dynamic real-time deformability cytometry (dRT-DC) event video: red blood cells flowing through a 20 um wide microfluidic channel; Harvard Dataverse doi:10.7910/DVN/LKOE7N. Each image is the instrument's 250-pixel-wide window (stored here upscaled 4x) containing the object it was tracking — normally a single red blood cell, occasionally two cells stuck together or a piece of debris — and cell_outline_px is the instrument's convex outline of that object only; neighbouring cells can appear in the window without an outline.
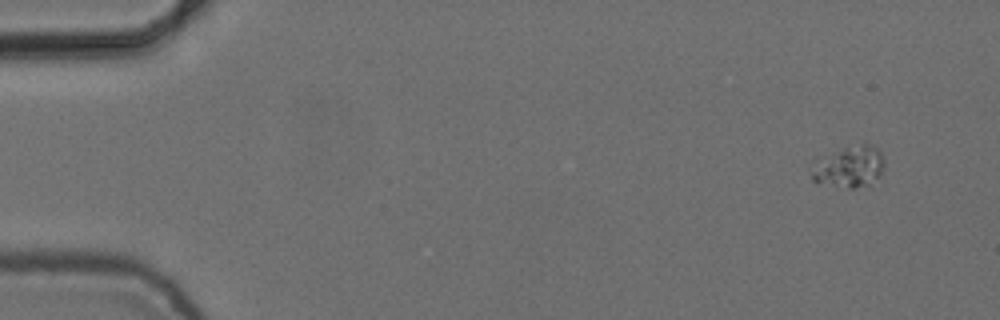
{"species": "common noctule bat (a hibernating species)", "species_latin": "Nyctalus noctula", "temperature_condition": "cold", "stored_images_in_passage": 9, "camera_frame_rate_fps": 3000, "um_per_image_px": 0.085, "animal": {"sex": "female", "body_mass_g": 24.6, "forearm_length_mm": 56.2}, "frame": {"image": 1, "passage_image": 1, "time_ms": 0.0, "image_size_px": [1000, 320], "cell_outline_px": [[884, 168], [880, 176], [872, 188], [848, 188], [816, 184], [812, 180], [808, 168], [812, 160], [816, 156], [864, 140], [876, 148], [880, 152], [884, 160]], "centroid_in_image_um": [72.12, 14.17], "position_along_channel_um": 12.9, "area_um2": 19.42}}
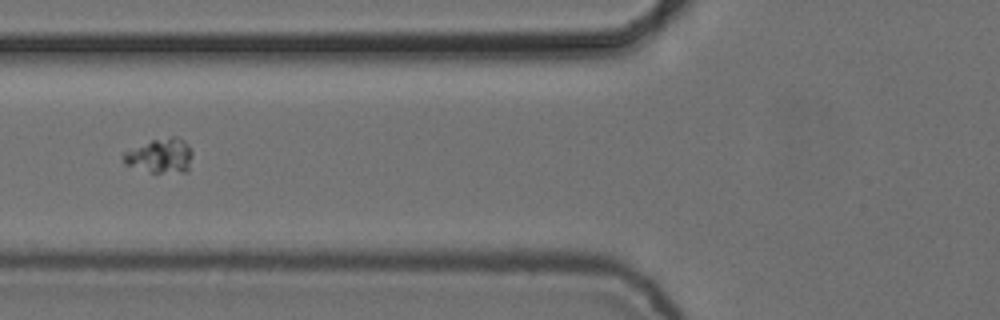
{"frame": {"image": 2, "passage_image": 6, "time_ms": 1.667, "image_size_px": [1000, 320], "cell_outline_px": [[192, 156], [188, 172], [152, 172], [124, 164], [124, 152], [152, 140], [172, 136], [176, 136], [184, 140], [192, 148]], "centroid_in_image_um": [13.69, 13.23], "position_along_channel_um": 112.1, "area_um2": 13.76}}
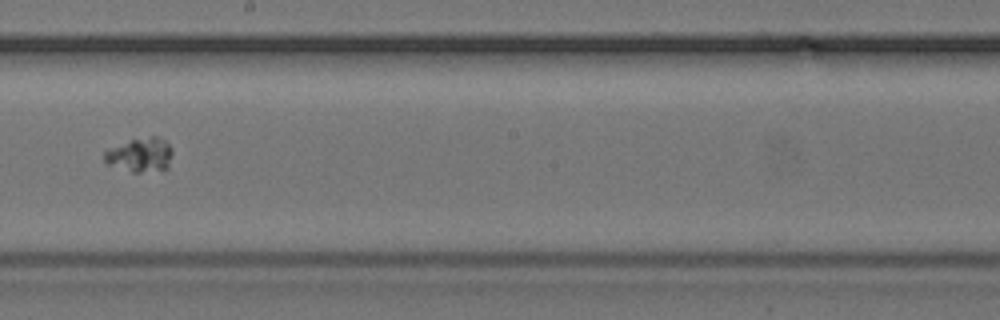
{"frame": {"image": 3, "passage_image": 9, "time_ms": 2.667, "image_size_px": [1000, 320], "cell_outline_px": [[172, 152], [168, 168], [140, 172], [132, 172], [108, 164], [104, 160], [104, 152], [108, 148], [132, 140], [152, 136], [160, 136], [172, 148]], "centroid_in_image_um": [11.92, 13.16], "position_along_channel_um": 236.3, "area_um2": 13.35}}